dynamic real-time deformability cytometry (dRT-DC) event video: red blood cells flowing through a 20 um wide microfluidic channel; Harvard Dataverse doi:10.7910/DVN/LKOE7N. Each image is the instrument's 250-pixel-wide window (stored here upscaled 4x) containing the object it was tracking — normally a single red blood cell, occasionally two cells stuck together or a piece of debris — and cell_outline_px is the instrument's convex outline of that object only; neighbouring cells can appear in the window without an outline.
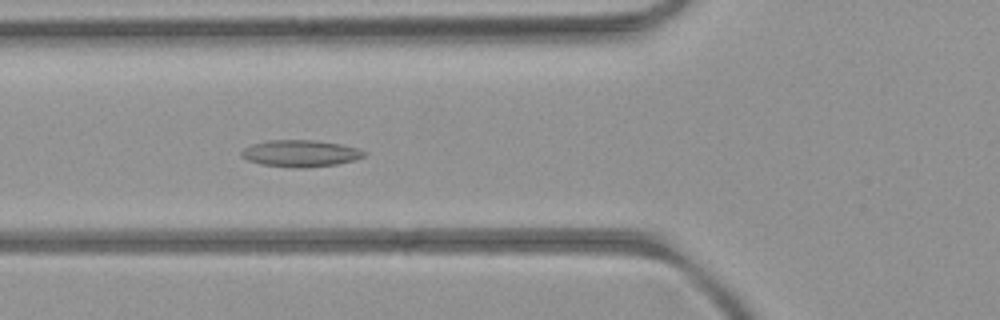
{"species": "common noctule bat (a hibernating species)", "species_latin": "Nyctalus noctula", "temperature_condition": "room temperature", "stored_images_in_passage": 54, "camera_frame_rate_fps": 3000, "um_per_image_px": 0.085, "animal": {"sex": "female", "body_mass_g": 21.9}, "frame": {"image": 1, "passage_image": 20, "time_ms": 6.333, "image_size_px": [1000, 320], "cell_outline_px": [[368, 152], [364, 156], [356, 160], [336, 164], [304, 168], [292, 168], [260, 164], [248, 160], [240, 156], [240, 152], [244, 148], [252, 144], [268, 140], [312, 140], [340, 144], [356, 148]], "centroid_in_image_um": [25.52, 13.04], "position_along_channel_um": 100.3, "area_um2": 19.19}}
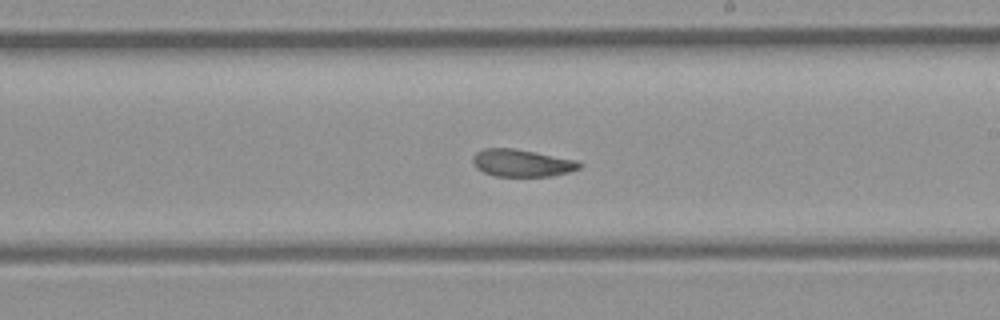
{"frame": {"image": 2, "passage_image": 31, "time_ms": 10.0, "image_size_px": [1000, 320], "cell_outline_px": [[584, 164], [580, 168], [568, 172], [552, 176], [496, 176], [484, 172], [476, 168], [472, 164], [472, 156], [476, 152], [484, 148], [512, 148], [536, 152], [576, 160]], "centroid_in_image_um": [44.34, 13.85], "position_along_channel_um": 244.7, "area_um2": 17.05}}
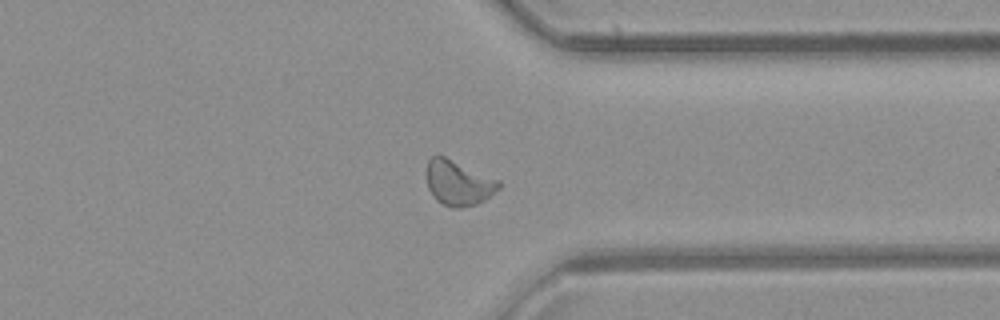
{"frame": {"image": 3, "passage_image": 41, "time_ms": 13.333, "image_size_px": [1000, 320], "cell_outline_px": [[500, 188], [484, 200], [476, 204], [464, 208], [452, 208], [436, 200], [432, 196], [428, 188], [424, 172], [428, 160], [432, 156], [444, 156], [500, 180]], "centroid_in_image_um": [38.92, 15.55], "position_along_channel_um": 372.5, "area_um2": 19.19}, "authors_computed_cell_mechanics": {"area_um2": 19.1029, "velocity_mm_per_s": 3.9213, "shape_relaxation_time_tau1_ms": null, "shape_relaxation_time_tau2_ms": 4.8153, "deformation_change_tau1": null, "deformation_change_tau2": 0.1222}}